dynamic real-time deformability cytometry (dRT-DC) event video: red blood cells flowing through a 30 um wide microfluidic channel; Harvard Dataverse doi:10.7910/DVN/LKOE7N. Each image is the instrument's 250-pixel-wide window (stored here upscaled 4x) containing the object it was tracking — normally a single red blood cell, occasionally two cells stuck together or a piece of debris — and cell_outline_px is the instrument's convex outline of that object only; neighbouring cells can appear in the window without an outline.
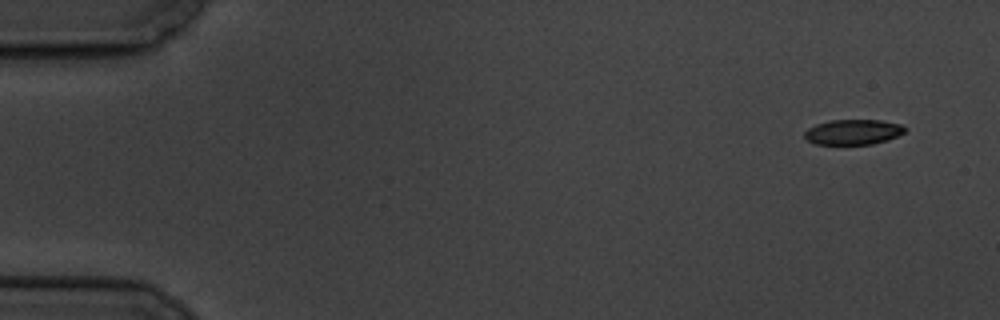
{"species": "common noctule bat (a hibernating species)", "species_latin": "Nyctalus noctula", "temperature_condition": "cold", "stored_images_in_passage": 5, "camera_frame_rate_fps": 3000, "um_per_image_px": 0.085, "animal": {"sex": "male", "body_mass_g": 19.5, "forearm_length_mm": 54.6}, "frame": {"image": 1, "passage_image": 1, "time_ms": 0.0, "image_size_px": [1000, 320], "cell_outline_px": [[908, 128], [904, 132], [888, 140], [872, 144], [816, 144], [808, 140], [804, 136], [804, 132], [808, 128], [816, 124], [828, 120], [880, 120], [904, 124]], "centroid_in_image_um": [72.55, 11.21], "position_along_channel_um": 12.5, "area_um2": 14.85}}
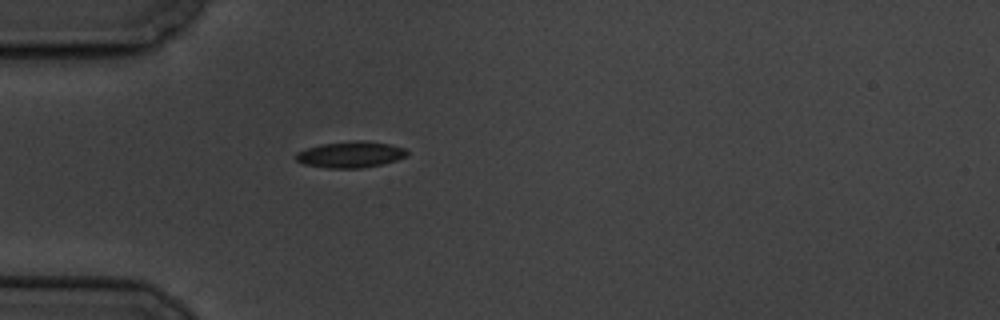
{"frame": {"image": 2, "passage_image": 5, "time_ms": 4.667, "image_size_px": [1000, 320], "cell_outline_px": [[408, 156], [384, 164], [360, 168], [328, 168], [304, 164], [296, 160], [296, 152], [320, 144], [356, 140], [364, 140], [392, 144], [404, 148], [408, 152]], "centroid_in_image_um": [29.83, 13.13], "position_along_channel_um": 55.2, "area_um2": 17.11}}